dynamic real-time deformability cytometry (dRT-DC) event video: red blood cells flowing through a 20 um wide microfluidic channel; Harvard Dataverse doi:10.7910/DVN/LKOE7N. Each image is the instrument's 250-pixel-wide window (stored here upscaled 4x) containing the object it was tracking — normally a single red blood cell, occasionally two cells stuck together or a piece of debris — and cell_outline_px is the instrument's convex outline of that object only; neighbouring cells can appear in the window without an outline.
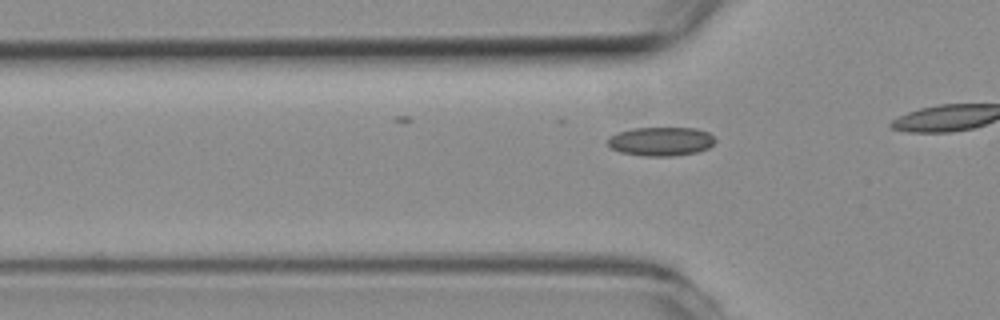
{"species": "common noctule bat (a hibernating species)", "species_latin": "Nyctalus noctula", "temperature_condition": "room temperature", "stored_images_in_passage": 11, "camera_frame_rate_fps": 3000, "um_per_image_px": 0.085, "animal": {"sex": "female", "body_mass_g": 19.3, "forearm_length_mm": 54.1}, "frame": {"image": 1, "passage_image": 5, "time_ms": 1.333, "image_size_px": [1000, 320], "cell_outline_px": [[716, 140], [708, 148], [696, 152], [672, 156], [644, 156], [620, 152], [612, 148], [608, 144], [608, 140], [616, 132], [632, 128], [696, 128], [708, 132]], "centroid_in_image_um": [56.18, 12.01], "position_along_channel_um": 69.6, "area_um2": 17.98}}